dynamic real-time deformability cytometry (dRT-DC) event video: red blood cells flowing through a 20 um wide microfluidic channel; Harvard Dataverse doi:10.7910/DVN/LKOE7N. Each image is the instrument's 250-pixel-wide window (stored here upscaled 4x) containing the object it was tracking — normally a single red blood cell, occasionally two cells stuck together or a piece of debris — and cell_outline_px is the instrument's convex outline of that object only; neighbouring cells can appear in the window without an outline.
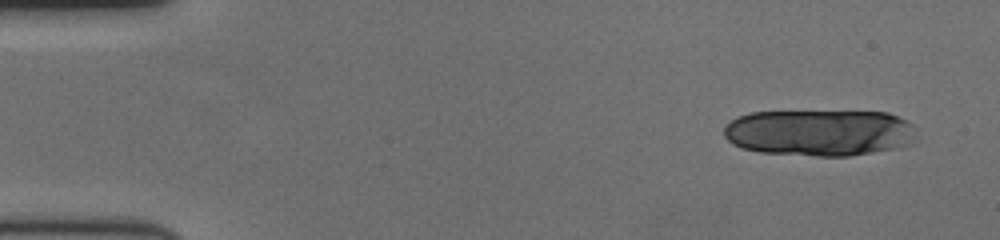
{"species": "human", "species_latin": "Homo sapiens", "temperature_condition": "cold", "stored_images_in_passage": 16, "camera_frame_rate_fps": 3000, "um_per_image_px": 0.085, "donor": {"sex": "female"}, "frame": {"image": 1, "passage_image": 1, "time_ms": 0.0, "image_size_px": [1000, 240], "cell_outline_px": [[916, 140], [912, 144], [896, 148], [848, 156], [816, 156], [760, 152], [740, 148], [732, 144], [724, 136], [724, 128], [736, 116], [752, 112], [888, 112], [912, 124], [916, 128]], "centroid_in_image_um": [69.67, 11.29], "position_along_channel_um": 15.3, "area_um2": 52.37}}